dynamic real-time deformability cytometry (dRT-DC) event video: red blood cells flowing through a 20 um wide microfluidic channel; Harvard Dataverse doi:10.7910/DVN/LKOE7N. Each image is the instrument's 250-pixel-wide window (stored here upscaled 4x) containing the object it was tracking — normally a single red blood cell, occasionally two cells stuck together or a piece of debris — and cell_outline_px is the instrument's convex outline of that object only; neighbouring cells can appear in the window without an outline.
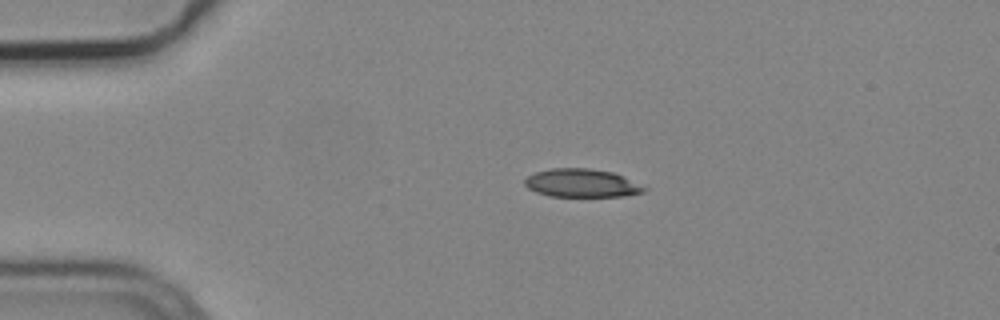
{"species": "common noctule bat (a hibernating species)", "species_latin": "Nyctalus noctula", "temperature_condition": "cold", "stored_images_in_passage": 1, "camera_frame_rate_fps": 3000, "um_per_image_px": 0.085, "animal": {"sex": "male", "body_mass_g": 19.2, "forearm_length_mm": 51.8}, "frame": {"image": 1, "passage_image": 1, "time_ms": 0.0, "image_size_px": [1000, 320], "cell_outline_px": [[648, 188], [644, 192], [624, 196], [548, 196], [536, 192], [528, 188], [524, 184], [524, 180], [528, 176], [536, 172], [552, 168], [588, 168], [612, 172]], "centroid_in_image_um": [49.42, 15.57], "position_along_channel_um": 35.6, "area_um2": 19.48}}